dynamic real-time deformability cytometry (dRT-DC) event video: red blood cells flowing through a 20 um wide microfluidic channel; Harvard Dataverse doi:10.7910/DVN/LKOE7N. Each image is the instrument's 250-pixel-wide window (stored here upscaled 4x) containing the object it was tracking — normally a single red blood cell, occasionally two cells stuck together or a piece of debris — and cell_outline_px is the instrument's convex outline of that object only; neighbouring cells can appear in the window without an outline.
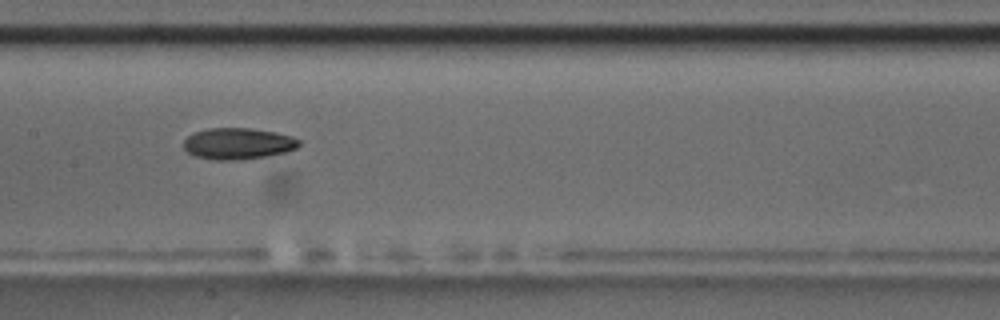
{"species": "common noctule bat (a hibernating species)", "species_latin": "Nyctalus noctula", "temperature_condition": "room temperature", "stored_images_in_passage": 14, "camera_frame_rate_fps": 3000, "um_per_image_px": 0.085, "animal": {"sex": "male", "body_mass_g": 17.5, "forearm_length_mm": 52.3}, "frame": {"image": 1, "passage_image": 5, "time_ms": 4.333, "image_size_px": [1000, 320], "cell_outline_px": [[300, 144], [296, 148], [284, 152], [264, 156], [240, 160], [216, 160], [196, 156], [188, 152], [184, 148], [184, 140], [188, 136], [196, 132], [208, 128], [252, 128], [276, 132], [292, 136], [300, 140]], "centroid_in_image_um": [20.24, 12.2], "position_along_channel_um": 187.2, "area_um2": 20.98}, "authors_computed_cell_mechanics": {"area_um2": 21.0392, "velocity_mm_per_s": 3.5234, "shape_relaxation_time_tau1_ms": 4.2627, "shape_relaxation_time_tau2_ms": 7.695, "deformation_change_tau1": 0.1209, "deformation_change_tau2": 0.1177}}